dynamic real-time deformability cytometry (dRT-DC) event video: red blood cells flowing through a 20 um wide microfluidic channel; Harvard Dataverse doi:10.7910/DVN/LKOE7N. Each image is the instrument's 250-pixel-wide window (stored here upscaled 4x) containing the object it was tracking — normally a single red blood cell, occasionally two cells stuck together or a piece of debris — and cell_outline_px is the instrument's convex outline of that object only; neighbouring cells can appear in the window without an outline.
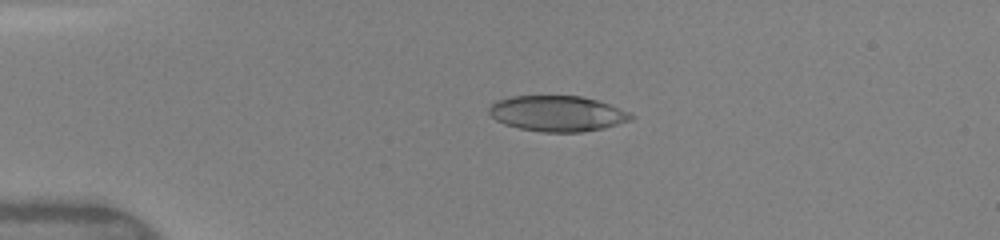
{"species": "human", "species_latin": "Homo sapiens", "temperature_condition": "warm", "stored_images_in_passage": 48, "camera_frame_rate_fps": 3000, "um_per_image_px": 0.085, "donor": {"sex": "female"}, "frame": {"image": 1, "passage_image": 11, "time_ms": 3.333, "image_size_px": [1000, 240], "cell_outline_px": [[636, 116], [632, 120], [604, 128], [584, 132], [544, 132], [520, 128], [504, 124], [496, 120], [488, 112], [488, 108], [496, 100], [512, 96], [580, 96], [596, 100], [608, 104], [628, 112]], "centroid_in_image_um": [47.37, 9.65], "position_along_channel_um": 37.6, "area_um2": 29.42}}
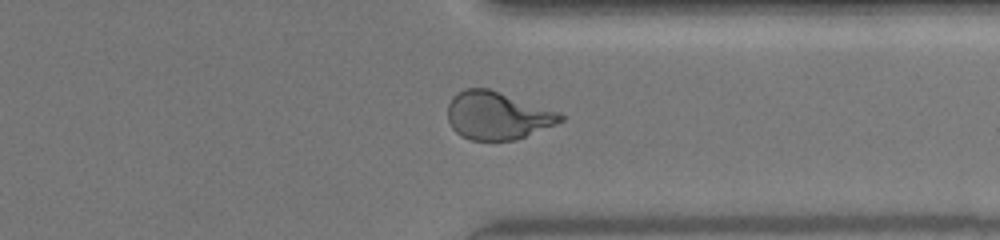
{"frame": {"image": 2, "passage_image": 38, "time_ms": 12.333, "image_size_px": [1000, 240], "cell_outline_px": [[564, 120], [556, 124], [516, 140], [472, 140], [460, 136], [452, 128], [448, 120], [448, 104], [452, 96], [456, 92], [464, 88], [488, 88], [556, 112], [564, 116]], "centroid_in_image_um": [42.21, 9.83], "position_along_channel_um": 369.2, "area_um2": 31.1}}
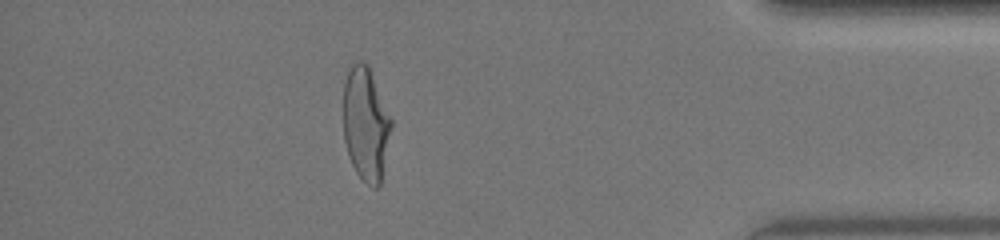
{"frame": {"image": 3, "passage_image": 43, "time_ms": 14.0, "image_size_px": [1000, 240], "cell_outline_px": [[392, 128], [380, 184], [376, 188], [372, 188], [356, 172], [348, 156], [344, 140], [344, 80], [352, 64], [356, 60], [364, 60], [368, 64], [392, 120]], "centroid_in_image_um": [31.09, 10.51], "position_along_channel_um": 404.1, "area_um2": 31.73}, "authors_computed_cell_mechanics": {"area_um2": 30.923, "velocity_mm_per_s": 4.165, "shape_relaxation_time_tau1_ms": 8.4718, "shape_relaxation_time_tau2_ms": 0.8368, "deformation_change_tau1": 0.3069, "deformation_change_tau2": 0.0856}}